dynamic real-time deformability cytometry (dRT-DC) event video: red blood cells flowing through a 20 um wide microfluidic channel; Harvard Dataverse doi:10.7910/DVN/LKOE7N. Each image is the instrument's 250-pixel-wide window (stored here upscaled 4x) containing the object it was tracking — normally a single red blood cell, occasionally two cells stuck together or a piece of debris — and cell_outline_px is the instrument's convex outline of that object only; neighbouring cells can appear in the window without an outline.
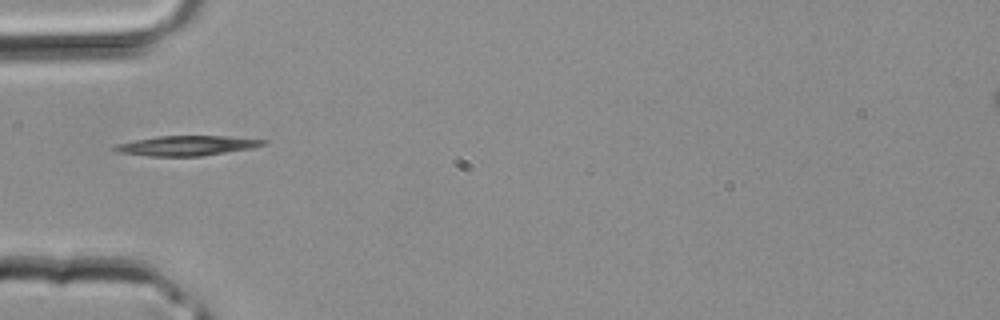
{"species": "common noctule bat (a hibernating species)", "species_latin": "Nyctalus noctula", "temperature_condition": "room temperature", "stored_images_in_passage": 1, "camera_frame_rate_fps": 3000, "um_per_image_px": 0.085, "animal": {"sex": "male", "body_mass_g": 20.4}, "frame": {"image": 1, "passage_image": 1, "time_ms": 0.0, "image_size_px": [1000, 320], "cell_outline_px": [[268, 144], [252, 148], [200, 156], [148, 156], [116, 152], [112, 148], [116, 144], [136, 140], [160, 136], [228, 136], [268, 140]], "centroid_in_image_um": [15.91, 12.38], "position_along_channel_um": 69.1, "area_um2": 17.17}}